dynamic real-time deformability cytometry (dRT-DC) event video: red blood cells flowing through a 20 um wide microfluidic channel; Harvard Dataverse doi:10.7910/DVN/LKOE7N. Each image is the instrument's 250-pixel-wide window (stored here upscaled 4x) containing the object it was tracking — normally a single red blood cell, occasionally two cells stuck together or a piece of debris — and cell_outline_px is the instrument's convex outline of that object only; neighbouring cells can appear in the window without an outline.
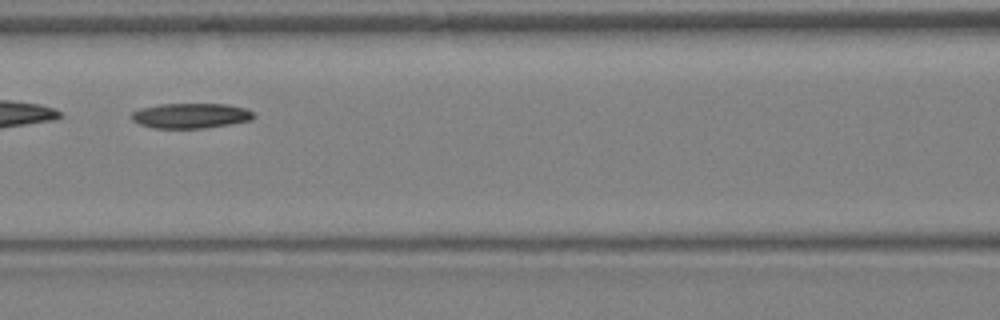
{"species": "Egyptian fruit bat (a non-hibernating species)", "species_latin": "Rousettus aegyptiacus", "temperature_condition": "warm", "stored_images_in_passage": 27, "segment_of_instrument_passage": [2, 2], "camera_frame_rate_fps": 3000, "um_per_image_px": 0.085, "animal": {"sex": "female"}, "frame": {"image": 1, "passage_image": 10, "time_ms": 3.0, "image_size_px": [1000, 320], "cell_outline_px": [[256, 116], [252, 120], [204, 128], [152, 128], [140, 124], [132, 120], [132, 112], [140, 108], [160, 104], [228, 104], [244, 108], [252, 112]], "centroid_in_image_um": [16.21, 9.83], "position_along_channel_um": 150.4, "area_um2": 17.8}}
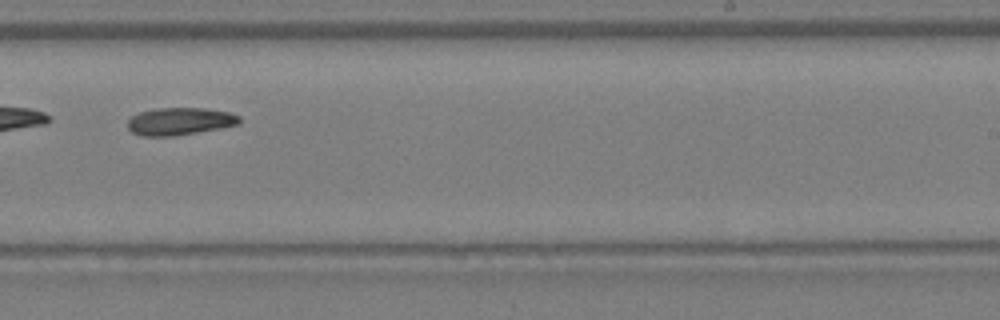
{"frame": {"image": 2, "passage_image": 16, "time_ms": 5.0, "image_size_px": [1000, 320], "cell_outline_px": [[240, 124], [220, 128], [172, 136], [140, 136], [132, 132], [128, 128], [128, 120], [132, 116], [140, 112], [156, 108], [204, 108], [228, 112], [240, 116]], "centroid_in_image_um": [15.27, 10.31], "position_along_channel_um": 273.7, "area_um2": 17.8}}
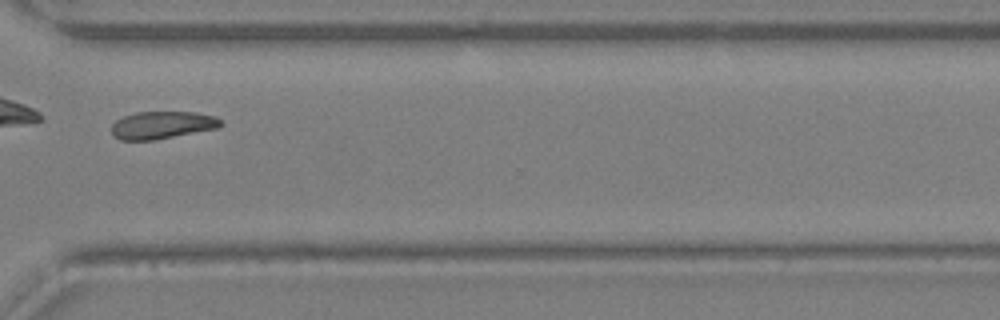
{"frame": {"image": 3, "passage_image": 20, "time_ms": 6.333, "image_size_px": [1000, 320], "cell_outline_px": [[224, 124], [216, 128], [152, 140], [120, 140], [112, 136], [112, 124], [116, 120], [124, 116], [136, 112], [196, 112], [212, 116], [220, 120]], "centroid_in_image_um": [13.73, 10.63], "position_along_channel_um": 356.9, "area_um2": 17.28}}